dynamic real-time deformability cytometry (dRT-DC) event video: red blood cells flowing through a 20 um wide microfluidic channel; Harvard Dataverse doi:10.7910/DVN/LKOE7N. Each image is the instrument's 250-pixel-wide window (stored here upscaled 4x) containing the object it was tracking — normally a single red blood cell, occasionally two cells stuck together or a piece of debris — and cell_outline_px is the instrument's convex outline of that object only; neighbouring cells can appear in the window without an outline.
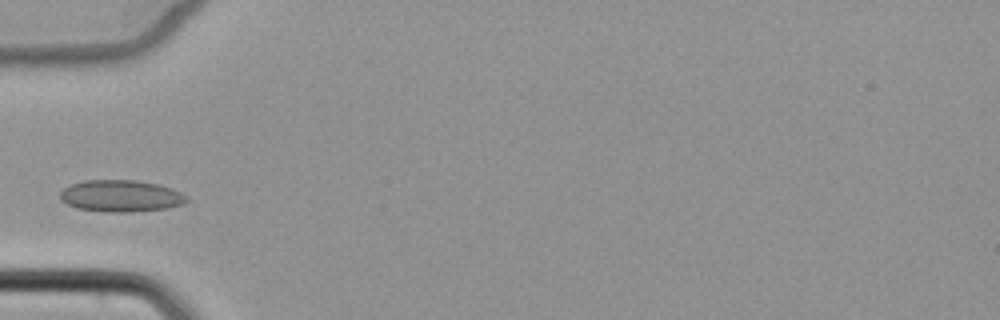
{"species": "common noctule bat (a hibernating species)", "species_latin": "Nyctalus noctula", "temperature_condition": "cold", "stored_images_in_passage": 6, "camera_frame_rate_fps": 3000, "um_per_image_px": 0.085, "animal": {"sex": "female", "body_mass_g": 22.7, "forearm_length_mm": 54.2}, "frame": {"image": 1, "passage_image": 6, "time_ms": 6.0, "image_size_px": [1000, 320], "cell_outline_px": [[188, 200], [184, 204], [168, 208], [128, 212], [104, 212], [76, 208], [60, 200], [60, 192], [68, 184], [84, 180], [136, 180], [156, 184], [172, 188], [188, 196]], "centroid_in_image_um": [10.26, 16.65], "position_along_channel_um": 74.7, "area_um2": 23.64}}